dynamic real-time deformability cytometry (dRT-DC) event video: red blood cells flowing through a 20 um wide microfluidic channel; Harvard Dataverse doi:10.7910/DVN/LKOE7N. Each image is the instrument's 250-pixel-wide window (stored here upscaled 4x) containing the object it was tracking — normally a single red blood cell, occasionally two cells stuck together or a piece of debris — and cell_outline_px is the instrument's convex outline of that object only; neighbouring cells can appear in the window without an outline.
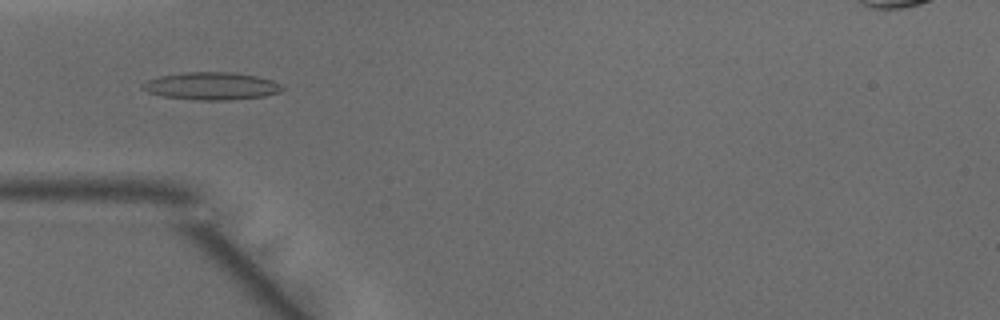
{"species": "common noctule bat (a hibernating species)", "species_latin": "Nyctalus noctula", "temperature_condition": "warm", "stored_images_in_passage": 47, "camera_frame_rate_fps": 3000, "um_per_image_px": 0.085, "animal": {"sex": "male", "body_mass_g": 15.6}, "frame": {"image": 1, "passage_image": 14, "time_ms": 4.333, "image_size_px": [1000, 320], "cell_outline_px": [[284, 88], [280, 92], [264, 96], [232, 100], [192, 100], [164, 96], [148, 92], [140, 88], [140, 84], [148, 80], [160, 76], [184, 72], [232, 72], [256, 76], [272, 80], [280, 84]], "centroid_in_image_um": [17.96, 7.31], "position_along_channel_um": 67.0, "area_um2": 22.54}}
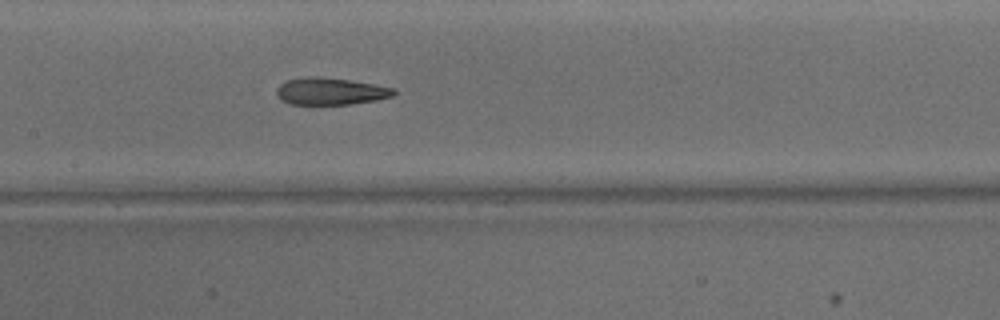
{"frame": {"image": 2, "passage_image": 22, "time_ms": 7.0, "image_size_px": [1000, 320], "cell_outline_px": [[396, 92], [392, 96], [376, 100], [348, 104], [288, 104], [280, 100], [276, 92], [276, 88], [280, 84], [288, 80], [304, 76], [316, 76], [348, 80], [376, 84], [396, 88]], "centroid_in_image_um": [28.07, 7.75], "position_along_channel_um": 179.3, "area_um2": 18.55}}
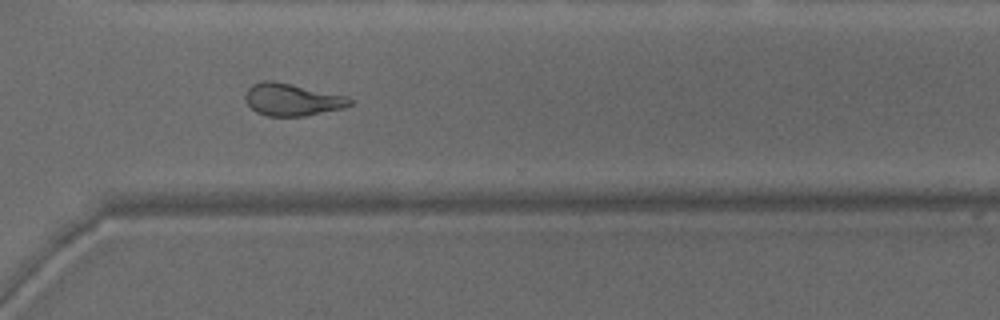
{"frame": {"image": 3, "passage_image": 34, "time_ms": 11.0, "image_size_px": [1000, 320], "cell_outline_px": [[352, 104], [344, 108], [304, 116], [268, 116], [256, 112], [244, 100], [244, 92], [252, 84], [264, 80], [272, 80], [292, 84], [348, 96], [352, 100]], "centroid_in_image_um": [24.81, 8.46], "position_along_channel_um": 345.8, "area_um2": 19.83}, "authors_computed_cell_mechanics": {"area_um2": 20.4612, "velocity_mm_per_s": 4.1699, "shape_relaxation_time_tau1_ms": null, "shape_relaxation_time_tau2_ms": 1.6603, "deformation_change_tau1": null, "deformation_change_tau2": 0.107}}